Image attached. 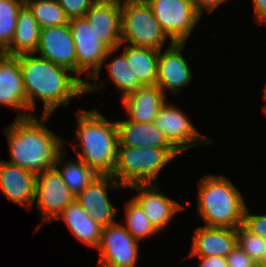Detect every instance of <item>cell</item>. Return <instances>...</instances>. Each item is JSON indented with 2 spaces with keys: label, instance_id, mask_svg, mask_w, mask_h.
<instances>
[{
  "label": "cell",
  "instance_id": "obj_1",
  "mask_svg": "<svg viewBox=\"0 0 266 267\" xmlns=\"http://www.w3.org/2000/svg\"><path fill=\"white\" fill-rule=\"evenodd\" d=\"M17 57L27 98V110H35L37 99L43 102L41 115H52L58 107H66L72 99L86 94L85 78L75 76L69 69L35 53Z\"/></svg>",
  "mask_w": 266,
  "mask_h": 267
},
{
  "label": "cell",
  "instance_id": "obj_2",
  "mask_svg": "<svg viewBox=\"0 0 266 267\" xmlns=\"http://www.w3.org/2000/svg\"><path fill=\"white\" fill-rule=\"evenodd\" d=\"M51 115L37 114L16 118L3 128L8 141L11 164L36 174L55 167L58 153L67 145L65 139L48 129L46 123Z\"/></svg>",
  "mask_w": 266,
  "mask_h": 267
},
{
  "label": "cell",
  "instance_id": "obj_3",
  "mask_svg": "<svg viewBox=\"0 0 266 267\" xmlns=\"http://www.w3.org/2000/svg\"><path fill=\"white\" fill-rule=\"evenodd\" d=\"M75 115L77 128L73 141L77 144H71L75 154L98 175H112L119 144L116 122L107 120L95 108L78 109Z\"/></svg>",
  "mask_w": 266,
  "mask_h": 267
},
{
  "label": "cell",
  "instance_id": "obj_4",
  "mask_svg": "<svg viewBox=\"0 0 266 267\" xmlns=\"http://www.w3.org/2000/svg\"><path fill=\"white\" fill-rule=\"evenodd\" d=\"M197 187V213L204 226L237 229L243 225L245 199L229 178L206 174Z\"/></svg>",
  "mask_w": 266,
  "mask_h": 267
},
{
  "label": "cell",
  "instance_id": "obj_5",
  "mask_svg": "<svg viewBox=\"0 0 266 267\" xmlns=\"http://www.w3.org/2000/svg\"><path fill=\"white\" fill-rule=\"evenodd\" d=\"M179 155L175 148L118 146L111 176L124 188L157 184L160 171Z\"/></svg>",
  "mask_w": 266,
  "mask_h": 267
},
{
  "label": "cell",
  "instance_id": "obj_6",
  "mask_svg": "<svg viewBox=\"0 0 266 267\" xmlns=\"http://www.w3.org/2000/svg\"><path fill=\"white\" fill-rule=\"evenodd\" d=\"M69 27L76 48L77 77L85 74V93L100 90L104 82L99 83L101 68L111 55L118 51L119 47L108 49L97 39L94 28L85 17L69 20ZM91 70V71H90ZM89 78V81H87ZM94 82H90V81Z\"/></svg>",
  "mask_w": 266,
  "mask_h": 267
},
{
  "label": "cell",
  "instance_id": "obj_7",
  "mask_svg": "<svg viewBox=\"0 0 266 267\" xmlns=\"http://www.w3.org/2000/svg\"><path fill=\"white\" fill-rule=\"evenodd\" d=\"M162 30L145 0H121V45L163 49L173 41ZM170 42V43H169Z\"/></svg>",
  "mask_w": 266,
  "mask_h": 267
},
{
  "label": "cell",
  "instance_id": "obj_8",
  "mask_svg": "<svg viewBox=\"0 0 266 267\" xmlns=\"http://www.w3.org/2000/svg\"><path fill=\"white\" fill-rule=\"evenodd\" d=\"M145 1L170 41L187 42L201 18L191 0Z\"/></svg>",
  "mask_w": 266,
  "mask_h": 267
},
{
  "label": "cell",
  "instance_id": "obj_9",
  "mask_svg": "<svg viewBox=\"0 0 266 267\" xmlns=\"http://www.w3.org/2000/svg\"><path fill=\"white\" fill-rule=\"evenodd\" d=\"M75 197L56 167L37 174L34 205L36 203L37 210L41 211L42 220L34 232L38 231L44 223L55 221L64 208L75 200Z\"/></svg>",
  "mask_w": 266,
  "mask_h": 267
},
{
  "label": "cell",
  "instance_id": "obj_10",
  "mask_svg": "<svg viewBox=\"0 0 266 267\" xmlns=\"http://www.w3.org/2000/svg\"><path fill=\"white\" fill-rule=\"evenodd\" d=\"M154 124L180 154L196 146L215 141L207 136H201L188 115L167 100L160 107Z\"/></svg>",
  "mask_w": 266,
  "mask_h": 267
},
{
  "label": "cell",
  "instance_id": "obj_11",
  "mask_svg": "<svg viewBox=\"0 0 266 267\" xmlns=\"http://www.w3.org/2000/svg\"><path fill=\"white\" fill-rule=\"evenodd\" d=\"M97 267H136L139 243L120 222L102 228Z\"/></svg>",
  "mask_w": 266,
  "mask_h": 267
},
{
  "label": "cell",
  "instance_id": "obj_12",
  "mask_svg": "<svg viewBox=\"0 0 266 267\" xmlns=\"http://www.w3.org/2000/svg\"><path fill=\"white\" fill-rule=\"evenodd\" d=\"M108 187L110 189L124 188L111 175H98L75 197L89 217L102 227L116 223L115 216L119 209L111 203Z\"/></svg>",
  "mask_w": 266,
  "mask_h": 267
},
{
  "label": "cell",
  "instance_id": "obj_13",
  "mask_svg": "<svg viewBox=\"0 0 266 267\" xmlns=\"http://www.w3.org/2000/svg\"><path fill=\"white\" fill-rule=\"evenodd\" d=\"M186 42H173L165 50L158 52L157 82L156 85L166 94H180L182 88L188 86L192 79L189 63L182 56V49ZM163 50V51H162Z\"/></svg>",
  "mask_w": 266,
  "mask_h": 267
},
{
  "label": "cell",
  "instance_id": "obj_14",
  "mask_svg": "<svg viewBox=\"0 0 266 267\" xmlns=\"http://www.w3.org/2000/svg\"><path fill=\"white\" fill-rule=\"evenodd\" d=\"M35 54L77 76L76 48L69 24L42 28Z\"/></svg>",
  "mask_w": 266,
  "mask_h": 267
},
{
  "label": "cell",
  "instance_id": "obj_15",
  "mask_svg": "<svg viewBox=\"0 0 266 267\" xmlns=\"http://www.w3.org/2000/svg\"><path fill=\"white\" fill-rule=\"evenodd\" d=\"M128 188L138 190L133 199L141 206L142 210L159 232L164 231L178 212L185 209L176 200L162 193L157 184H137Z\"/></svg>",
  "mask_w": 266,
  "mask_h": 267
},
{
  "label": "cell",
  "instance_id": "obj_16",
  "mask_svg": "<svg viewBox=\"0 0 266 267\" xmlns=\"http://www.w3.org/2000/svg\"><path fill=\"white\" fill-rule=\"evenodd\" d=\"M84 17L109 50L121 45V0H96Z\"/></svg>",
  "mask_w": 266,
  "mask_h": 267
},
{
  "label": "cell",
  "instance_id": "obj_17",
  "mask_svg": "<svg viewBox=\"0 0 266 267\" xmlns=\"http://www.w3.org/2000/svg\"><path fill=\"white\" fill-rule=\"evenodd\" d=\"M0 106L17 110L16 118H27V98L23 86L20 63L17 56L0 53ZM25 110L22 113L20 110Z\"/></svg>",
  "mask_w": 266,
  "mask_h": 267
},
{
  "label": "cell",
  "instance_id": "obj_18",
  "mask_svg": "<svg viewBox=\"0 0 266 267\" xmlns=\"http://www.w3.org/2000/svg\"><path fill=\"white\" fill-rule=\"evenodd\" d=\"M37 174L0 160V192L11 202L32 210Z\"/></svg>",
  "mask_w": 266,
  "mask_h": 267
},
{
  "label": "cell",
  "instance_id": "obj_19",
  "mask_svg": "<svg viewBox=\"0 0 266 267\" xmlns=\"http://www.w3.org/2000/svg\"><path fill=\"white\" fill-rule=\"evenodd\" d=\"M236 245V228L199 226L194 230L191 250L184 259L213 255L226 257Z\"/></svg>",
  "mask_w": 266,
  "mask_h": 267
},
{
  "label": "cell",
  "instance_id": "obj_20",
  "mask_svg": "<svg viewBox=\"0 0 266 267\" xmlns=\"http://www.w3.org/2000/svg\"><path fill=\"white\" fill-rule=\"evenodd\" d=\"M166 95L157 85H144L121 98L128 120L138 123L154 122Z\"/></svg>",
  "mask_w": 266,
  "mask_h": 267
},
{
  "label": "cell",
  "instance_id": "obj_21",
  "mask_svg": "<svg viewBox=\"0 0 266 267\" xmlns=\"http://www.w3.org/2000/svg\"><path fill=\"white\" fill-rule=\"evenodd\" d=\"M115 122L118 130V146L174 148L154 122L138 123L128 119Z\"/></svg>",
  "mask_w": 266,
  "mask_h": 267
},
{
  "label": "cell",
  "instance_id": "obj_22",
  "mask_svg": "<svg viewBox=\"0 0 266 267\" xmlns=\"http://www.w3.org/2000/svg\"><path fill=\"white\" fill-rule=\"evenodd\" d=\"M56 220L64 221L74 237L84 245L99 247L103 227L89 217L76 199L64 208Z\"/></svg>",
  "mask_w": 266,
  "mask_h": 267
},
{
  "label": "cell",
  "instance_id": "obj_23",
  "mask_svg": "<svg viewBox=\"0 0 266 267\" xmlns=\"http://www.w3.org/2000/svg\"><path fill=\"white\" fill-rule=\"evenodd\" d=\"M40 32L41 28L36 19L24 4L18 12L17 25L11 44L3 53L11 56L35 53L39 46Z\"/></svg>",
  "mask_w": 266,
  "mask_h": 267
},
{
  "label": "cell",
  "instance_id": "obj_24",
  "mask_svg": "<svg viewBox=\"0 0 266 267\" xmlns=\"http://www.w3.org/2000/svg\"><path fill=\"white\" fill-rule=\"evenodd\" d=\"M66 151L67 149L64 147L58 153L55 167L69 190L77 196L98 174L78 157L77 159L70 158L68 160Z\"/></svg>",
  "mask_w": 266,
  "mask_h": 267
},
{
  "label": "cell",
  "instance_id": "obj_25",
  "mask_svg": "<svg viewBox=\"0 0 266 267\" xmlns=\"http://www.w3.org/2000/svg\"><path fill=\"white\" fill-rule=\"evenodd\" d=\"M129 69L132 70L143 85H156L158 52L152 48L124 44Z\"/></svg>",
  "mask_w": 266,
  "mask_h": 267
},
{
  "label": "cell",
  "instance_id": "obj_26",
  "mask_svg": "<svg viewBox=\"0 0 266 267\" xmlns=\"http://www.w3.org/2000/svg\"><path fill=\"white\" fill-rule=\"evenodd\" d=\"M32 12L39 27L61 26L69 24V18L57 0H24Z\"/></svg>",
  "mask_w": 266,
  "mask_h": 267
},
{
  "label": "cell",
  "instance_id": "obj_27",
  "mask_svg": "<svg viewBox=\"0 0 266 267\" xmlns=\"http://www.w3.org/2000/svg\"><path fill=\"white\" fill-rule=\"evenodd\" d=\"M124 228L138 242L150 236L160 234L156 227L150 222L141 206L132 198L125 203Z\"/></svg>",
  "mask_w": 266,
  "mask_h": 267
},
{
  "label": "cell",
  "instance_id": "obj_28",
  "mask_svg": "<svg viewBox=\"0 0 266 267\" xmlns=\"http://www.w3.org/2000/svg\"><path fill=\"white\" fill-rule=\"evenodd\" d=\"M109 76L114 83L119 93H122L121 98H123L128 93L137 90L138 88L144 86L136 76L134 72L128 67V62L124 52L120 55L115 56L110 63L105 64Z\"/></svg>",
  "mask_w": 266,
  "mask_h": 267
},
{
  "label": "cell",
  "instance_id": "obj_29",
  "mask_svg": "<svg viewBox=\"0 0 266 267\" xmlns=\"http://www.w3.org/2000/svg\"><path fill=\"white\" fill-rule=\"evenodd\" d=\"M24 0H0V53L11 44Z\"/></svg>",
  "mask_w": 266,
  "mask_h": 267
},
{
  "label": "cell",
  "instance_id": "obj_30",
  "mask_svg": "<svg viewBox=\"0 0 266 267\" xmlns=\"http://www.w3.org/2000/svg\"><path fill=\"white\" fill-rule=\"evenodd\" d=\"M237 245L258 265H266V239L248 231L243 225L237 228Z\"/></svg>",
  "mask_w": 266,
  "mask_h": 267
},
{
  "label": "cell",
  "instance_id": "obj_31",
  "mask_svg": "<svg viewBox=\"0 0 266 267\" xmlns=\"http://www.w3.org/2000/svg\"><path fill=\"white\" fill-rule=\"evenodd\" d=\"M69 19L84 17L96 0H57Z\"/></svg>",
  "mask_w": 266,
  "mask_h": 267
},
{
  "label": "cell",
  "instance_id": "obj_32",
  "mask_svg": "<svg viewBox=\"0 0 266 267\" xmlns=\"http://www.w3.org/2000/svg\"><path fill=\"white\" fill-rule=\"evenodd\" d=\"M243 226L253 234L266 239V214H251L246 206L243 215Z\"/></svg>",
  "mask_w": 266,
  "mask_h": 267
},
{
  "label": "cell",
  "instance_id": "obj_33",
  "mask_svg": "<svg viewBox=\"0 0 266 267\" xmlns=\"http://www.w3.org/2000/svg\"><path fill=\"white\" fill-rule=\"evenodd\" d=\"M228 267H259L238 245L226 256Z\"/></svg>",
  "mask_w": 266,
  "mask_h": 267
},
{
  "label": "cell",
  "instance_id": "obj_34",
  "mask_svg": "<svg viewBox=\"0 0 266 267\" xmlns=\"http://www.w3.org/2000/svg\"><path fill=\"white\" fill-rule=\"evenodd\" d=\"M195 10L201 15L204 12L212 13L217 7L227 2L228 0H191Z\"/></svg>",
  "mask_w": 266,
  "mask_h": 267
},
{
  "label": "cell",
  "instance_id": "obj_35",
  "mask_svg": "<svg viewBox=\"0 0 266 267\" xmlns=\"http://www.w3.org/2000/svg\"><path fill=\"white\" fill-rule=\"evenodd\" d=\"M198 259L200 262L198 267H228L226 257L213 255L198 257Z\"/></svg>",
  "mask_w": 266,
  "mask_h": 267
},
{
  "label": "cell",
  "instance_id": "obj_36",
  "mask_svg": "<svg viewBox=\"0 0 266 267\" xmlns=\"http://www.w3.org/2000/svg\"><path fill=\"white\" fill-rule=\"evenodd\" d=\"M254 10V20L266 25V0H252Z\"/></svg>",
  "mask_w": 266,
  "mask_h": 267
},
{
  "label": "cell",
  "instance_id": "obj_37",
  "mask_svg": "<svg viewBox=\"0 0 266 267\" xmlns=\"http://www.w3.org/2000/svg\"><path fill=\"white\" fill-rule=\"evenodd\" d=\"M263 99L266 101V84H265V89H264V95H263ZM265 108H266V106H265Z\"/></svg>",
  "mask_w": 266,
  "mask_h": 267
}]
</instances>
